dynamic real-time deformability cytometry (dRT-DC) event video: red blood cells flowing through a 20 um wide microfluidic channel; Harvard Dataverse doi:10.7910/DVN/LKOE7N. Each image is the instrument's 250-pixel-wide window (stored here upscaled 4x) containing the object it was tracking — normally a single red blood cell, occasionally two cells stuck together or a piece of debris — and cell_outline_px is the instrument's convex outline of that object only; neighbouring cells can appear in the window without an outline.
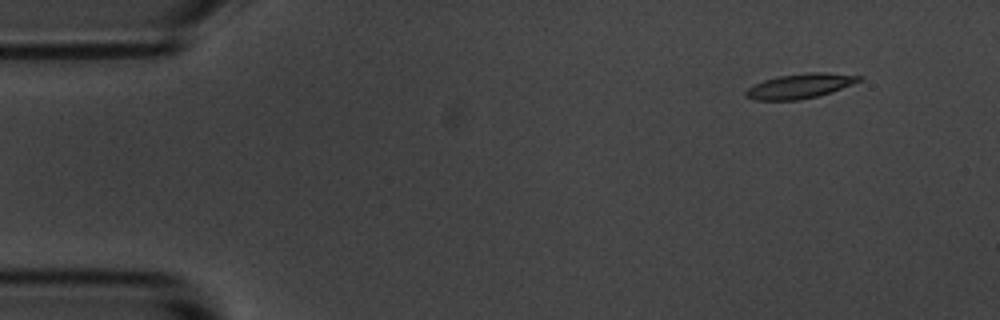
{"species": "common noctule bat (a hibernating species)", "species_latin": "Nyctalus noctula", "temperature_condition": "room temperature", "stored_images_in_passage": 7, "camera_frame_rate_fps": 3000, "um_per_image_px": 0.085, "animal": {"sex": "male", "body_mass_g": 20.1, "forearm_length_mm": 53.5}, "frame": {"image": 1, "passage_image": 2, "time_ms": 1.0, "image_size_px": [1000, 320], "cell_outline_px": [[860, 80], [852, 84], [832, 92], [800, 100], [756, 100], [744, 96], [744, 92], [748, 88], [764, 80], [780, 76], [808, 72], [824, 72], [860, 76]], "centroid_in_image_um": [67.96, 7.32], "position_along_channel_um": 17.0, "area_um2": 16.07}}
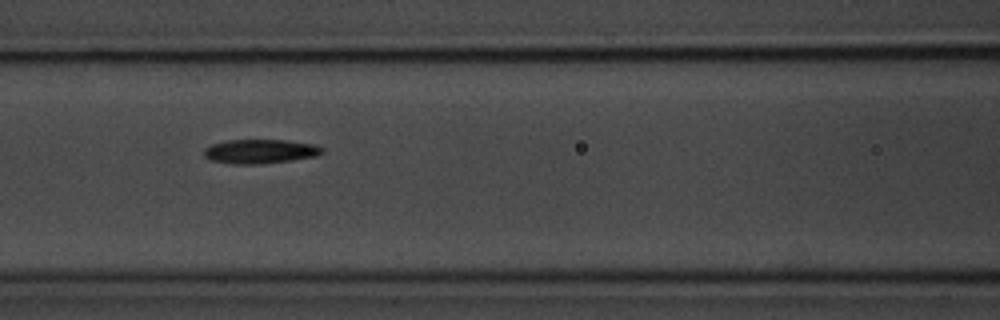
{"frame": {"image": 2, "passage_image": 7, "time_ms": 7.0, "image_size_px": [1000, 320], "cell_outline_px": [[324, 152], [316, 156], [292, 160], [260, 164], [232, 164], [212, 160], [204, 156], [204, 148], [212, 144], [224, 140], [284, 140], [316, 144], [324, 148]], "centroid_in_image_um": [22.13, 12.86], "position_along_channel_um": 144.5, "area_um2": 16.76}}